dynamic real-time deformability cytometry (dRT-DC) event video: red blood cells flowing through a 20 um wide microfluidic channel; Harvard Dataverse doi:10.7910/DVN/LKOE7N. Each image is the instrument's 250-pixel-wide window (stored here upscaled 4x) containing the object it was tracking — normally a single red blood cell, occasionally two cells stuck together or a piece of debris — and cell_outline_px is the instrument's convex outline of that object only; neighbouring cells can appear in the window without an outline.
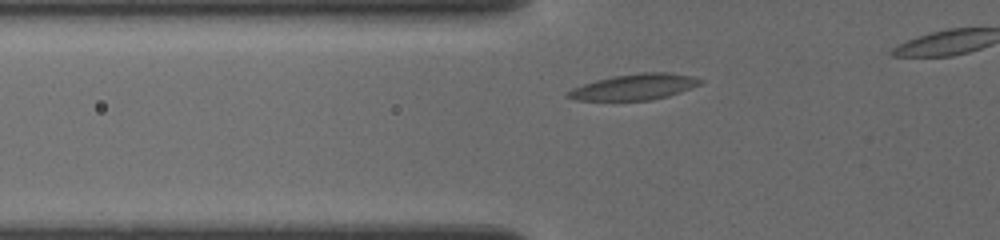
{"species": "common noctule bat (a hibernating species)", "species_latin": "Nyctalus noctula", "temperature_condition": "cold", "stored_images_in_passage": 7, "camera_frame_rate_fps": 3000, "um_per_image_px": 0.085, "animal": {"sex": "female", "body_mass_g": 19.5, "forearm_length_mm": 54.1}, "frame": {"image": 1, "passage_image": 4, "time_ms": 1.333, "image_size_px": [1000, 240], "cell_outline_px": [[704, 80], [700, 84], [680, 92], [668, 96], [652, 100], [576, 100], [564, 96], [564, 92], [572, 88], [596, 80], [612, 76], [640, 72], [668, 72], [692, 76]], "centroid_in_image_um": [53.89, 7.38], "position_along_channel_um": 71.9, "area_um2": 20.06}}